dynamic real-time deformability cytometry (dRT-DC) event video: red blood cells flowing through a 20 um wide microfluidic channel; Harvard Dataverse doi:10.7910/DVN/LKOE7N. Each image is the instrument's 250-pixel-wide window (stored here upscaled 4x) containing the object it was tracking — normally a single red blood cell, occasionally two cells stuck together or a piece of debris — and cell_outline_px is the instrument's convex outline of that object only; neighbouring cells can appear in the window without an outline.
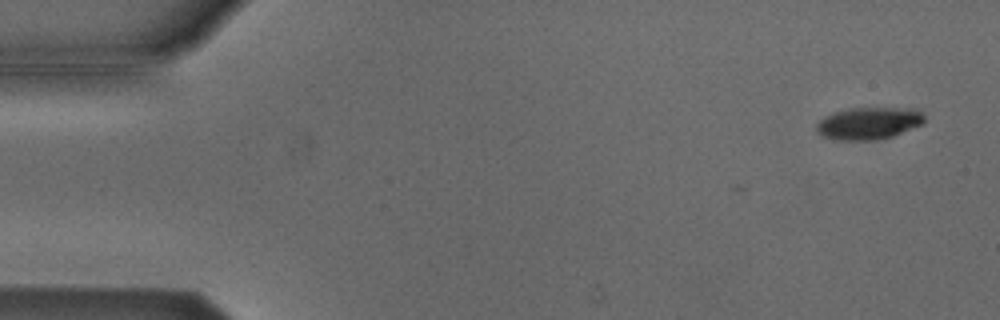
{"species": "Egyptian fruit bat (a non-hibernating species)", "species_latin": "Rousettus aegyptiacus", "temperature_condition": "cold", "stored_images_in_passage": 3, "camera_frame_rate_fps": 3000, "um_per_image_px": 0.085, "animal": {"sex": "male"}, "frame": {"image": 1, "passage_image": 3, "time_ms": 0.667, "image_size_px": [1000, 320], "cell_outline_px": [[924, 124], [892, 136], [876, 140], [836, 140], [820, 136], [816, 128], [816, 124], [824, 116], [836, 112], [852, 108], [912, 108], [920, 112], [924, 116]], "centroid_in_image_um": [73.83, 10.49], "position_along_channel_um": 11.2, "area_um2": 20.23}}